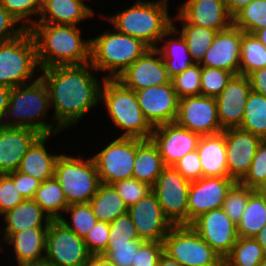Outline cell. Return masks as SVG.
I'll return each mask as SVG.
<instances>
[{
	"instance_id": "6da1fadb",
	"label": "cell",
	"mask_w": 266,
	"mask_h": 266,
	"mask_svg": "<svg viewBox=\"0 0 266 266\" xmlns=\"http://www.w3.org/2000/svg\"><path fill=\"white\" fill-rule=\"evenodd\" d=\"M40 70L49 92L50 106L53 105L55 111L53 120L61 129L76 124L101 100L104 79L98 80L91 71L96 69L90 62Z\"/></svg>"
},
{
	"instance_id": "7a4b0ae2",
	"label": "cell",
	"mask_w": 266,
	"mask_h": 266,
	"mask_svg": "<svg viewBox=\"0 0 266 266\" xmlns=\"http://www.w3.org/2000/svg\"><path fill=\"white\" fill-rule=\"evenodd\" d=\"M29 31L36 43L40 69L90 62V39L82 40L77 26L35 23Z\"/></svg>"
},
{
	"instance_id": "3957f363",
	"label": "cell",
	"mask_w": 266,
	"mask_h": 266,
	"mask_svg": "<svg viewBox=\"0 0 266 266\" xmlns=\"http://www.w3.org/2000/svg\"><path fill=\"white\" fill-rule=\"evenodd\" d=\"M34 79L31 84H24L11 89L9 104L0 126L30 128L35 129L40 134L55 136L61 128L43 120L51 107L47 86L40 76Z\"/></svg>"
},
{
	"instance_id": "277c9868",
	"label": "cell",
	"mask_w": 266,
	"mask_h": 266,
	"mask_svg": "<svg viewBox=\"0 0 266 266\" xmlns=\"http://www.w3.org/2000/svg\"><path fill=\"white\" fill-rule=\"evenodd\" d=\"M167 0L142 1L108 16L114 30L141 40L149 48H156L157 42L172 27Z\"/></svg>"
},
{
	"instance_id": "5b68a950",
	"label": "cell",
	"mask_w": 266,
	"mask_h": 266,
	"mask_svg": "<svg viewBox=\"0 0 266 266\" xmlns=\"http://www.w3.org/2000/svg\"><path fill=\"white\" fill-rule=\"evenodd\" d=\"M149 47L141 40L118 31H106L90 39V64L105 78L116 79L139 59Z\"/></svg>"
},
{
	"instance_id": "8992f818",
	"label": "cell",
	"mask_w": 266,
	"mask_h": 266,
	"mask_svg": "<svg viewBox=\"0 0 266 266\" xmlns=\"http://www.w3.org/2000/svg\"><path fill=\"white\" fill-rule=\"evenodd\" d=\"M100 101L105 102L114 125L125 130L121 137L151 138L153 127L143 115L135 91L124 87L116 79L104 77Z\"/></svg>"
},
{
	"instance_id": "52a82bcc",
	"label": "cell",
	"mask_w": 266,
	"mask_h": 266,
	"mask_svg": "<svg viewBox=\"0 0 266 266\" xmlns=\"http://www.w3.org/2000/svg\"><path fill=\"white\" fill-rule=\"evenodd\" d=\"M54 178L63 189L68 204L89 203L100 185L93 157L84 160L82 157L59 154Z\"/></svg>"
},
{
	"instance_id": "ba28073f",
	"label": "cell",
	"mask_w": 266,
	"mask_h": 266,
	"mask_svg": "<svg viewBox=\"0 0 266 266\" xmlns=\"http://www.w3.org/2000/svg\"><path fill=\"white\" fill-rule=\"evenodd\" d=\"M40 66L36 43L29 30L16 39L0 42V85L10 88L28 84Z\"/></svg>"
},
{
	"instance_id": "9c48e42d",
	"label": "cell",
	"mask_w": 266,
	"mask_h": 266,
	"mask_svg": "<svg viewBox=\"0 0 266 266\" xmlns=\"http://www.w3.org/2000/svg\"><path fill=\"white\" fill-rule=\"evenodd\" d=\"M164 253L181 266H221L223 259L190 225H174L163 240Z\"/></svg>"
},
{
	"instance_id": "30bf717a",
	"label": "cell",
	"mask_w": 266,
	"mask_h": 266,
	"mask_svg": "<svg viewBox=\"0 0 266 266\" xmlns=\"http://www.w3.org/2000/svg\"><path fill=\"white\" fill-rule=\"evenodd\" d=\"M190 183L173 167H165L151 187L164 215L173 225H188Z\"/></svg>"
},
{
	"instance_id": "8fae6325",
	"label": "cell",
	"mask_w": 266,
	"mask_h": 266,
	"mask_svg": "<svg viewBox=\"0 0 266 266\" xmlns=\"http://www.w3.org/2000/svg\"><path fill=\"white\" fill-rule=\"evenodd\" d=\"M91 256L83 238L59 220L50 222L46 235L45 260L54 266H86Z\"/></svg>"
},
{
	"instance_id": "7c38bea8",
	"label": "cell",
	"mask_w": 266,
	"mask_h": 266,
	"mask_svg": "<svg viewBox=\"0 0 266 266\" xmlns=\"http://www.w3.org/2000/svg\"><path fill=\"white\" fill-rule=\"evenodd\" d=\"M135 155L136 138L121 136L93 155L100 183L113 184L133 178Z\"/></svg>"
},
{
	"instance_id": "4fadbf2b",
	"label": "cell",
	"mask_w": 266,
	"mask_h": 266,
	"mask_svg": "<svg viewBox=\"0 0 266 266\" xmlns=\"http://www.w3.org/2000/svg\"><path fill=\"white\" fill-rule=\"evenodd\" d=\"M175 122L200 136L223 131L218 120L217 101L214 97L197 95L180 98Z\"/></svg>"
},
{
	"instance_id": "5bb4252c",
	"label": "cell",
	"mask_w": 266,
	"mask_h": 266,
	"mask_svg": "<svg viewBox=\"0 0 266 266\" xmlns=\"http://www.w3.org/2000/svg\"><path fill=\"white\" fill-rule=\"evenodd\" d=\"M189 225L222 259L238 239L237 225L222 208L201 214Z\"/></svg>"
},
{
	"instance_id": "9a60e30c",
	"label": "cell",
	"mask_w": 266,
	"mask_h": 266,
	"mask_svg": "<svg viewBox=\"0 0 266 266\" xmlns=\"http://www.w3.org/2000/svg\"><path fill=\"white\" fill-rule=\"evenodd\" d=\"M127 213L136 227L139 239L144 241L163 242L174 226L164 215L157 196L152 191L131 205Z\"/></svg>"
},
{
	"instance_id": "2e32d148",
	"label": "cell",
	"mask_w": 266,
	"mask_h": 266,
	"mask_svg": "<svg viewBox=\"0 0 266 266\" xmlns=\"http://www.w3.org/2000/svg\"><path fill=\"white\" fill-rule=\"evenodd\" d=\"M116 80L124 87L137 91L170 83L171 77L161 53L156 48H149L139 59L118 75Z\"/></svg>"
},
{
	"instance_id": "e0dca14e",
	"label": "cell",
	"mask_w": 266,
	"mask_h": 266,
	"mask_svg": "<svg viewBox=\"0 0 266 266\" xmlns=\"http://www.w3.org/2000/svg\"><path fill=\"white\" fill-rule=\"evenodd\" d=\"M143 115L154 128L176 121L179 98L172 81L135 91Z\"/></svg>"
},
{
	"instance_id": "ac0fdd59",
	"label": "cell",
	"mask_w": 266,
	"mask_h": 266,
	"mask_svg": "<svg viewBox=\"0 0 266 266\" xmlns=\"http://www.w3.org/2000/svg\"><path fill=\"white\" fill-rule=\"evenodd\" d=\"M237 182L232 178L202 177L193 181L188 193V225L203 213L222 208L223 202Z\"/></svg>"
},
{
	"instance_id": "d6986e66",
	"label": "cell",
	"mask_w": 266,
	"mask_h": 266,
	"mask_svg": "<svg viewBox=\"0 0 266 266\" xmlns=\"http://www.w3.org/2000/svg\"><path fill=\"white\" fill-rule=\"evenodd\" d=\"M200 137L173 122L154 127L151 140L158 147L165 167H173L183 156L197 150Z\"/></svg>"
},
{
	"instance_id": "ffe728a7",
	"label": "cell",
	"mask_w": 266,
	"mask_h": 266,
	"mask_svg": "<svg viewBox=\"0 0 266 266\" xmlns=\"http://www.w3.org/2000/svg\"><path fill=\"white\" fill-rule=\"evenodd\" d=\"M223 131L229 177L240 182L249 172L253 157L262 139L239 127Z\"/></svg>"
},
{
	"instance_id": "44dd1931",
	"label": "cell",
	"mask_w": 266,
	"mask_h": 266,
	"mask_svg": "<svg viewBox=\"0 0 266 266\" xmlns=\"http://www.w3.org/2000/svg\"><path fill=\"white\" fill-rule=\"evenodd\" d=\"M250 92L248 77L237 74L232 76L226 87L216 97L218 120L222 130L240 127Z\"/></svg>"
},
{
	"instance_id": "7402d4cb",
	"label": "cell",
	"mask_w": 266,
	"mask_h": 266,
	"mask_svg": "<svg viewBox=\"0 0 266 266\" xmlns=\"http://www.w3.org/2000/svg\"><path fill=\"white\" fill-rule=\"evenodd\" d=\"M243 34L244 32L234 25L218 31L200 65L224 69L233 75L239 74L240 48Z\"/></svg>"
},
{
	"instance_id": "603a6c76",
	"label": "cell",
	"mask_w": 266,
	"mask_h": 266,
	"mask_svg": "<svg viewBox=\"0 0 266 266\" xmlns=\"http://www.w3.org/2000/svg\"><path fill=\"white\" fill-rule=\"evenodd\" d=\"M40 135L35 129L0 126V174L17 171L27 150Z\"/></svg>"
},
{
	"instance_id": "cb8c5ba5",
	"label": "cell",
	"mask_w": 266,
	"mask_h": 266,
	"mask_svg": "<svg viewBox=\"0 0 266 266\" xmlns=\"http://www.w3.org/2000/svg\"><path fill=\"white\" fill-rule=\"evenodd\" d=\"M178 13L189 23L222 31L233 25L226 0H185Z\"/></svg>"
},
{
	"instance_id": "d4e9b609",
	"label": "cell",
	"mask_w": 266,
	"mask_h": 266,
	"mask_svg": "<svg viewBox=\"0 0 266 266\" xmlns=\"http://www.w3.org/2000/svg\"><path fill=\"white\" fill-rule=\"evenodd\" d=\"M203 177L230 178L226 159L225 133L201 136L197 146Z\"/></svg>"
},
{
	"instance_id": "484cf974",
	"label": "cell",
	"mask_w": 266,
	"mask_h": 266,
	"mask_svg": "<svg viewBox=\"0 0 266 266\" xmlns=\"http://www.w3.org/2000/svg\"><path fill=\"white\" fill-rule=\"evenodd\" d=\"M93 15V10L78 0H43L39 21L36 23L77 26L81 20Z\"/></svg>"
},
{
	"instance_id": "4316f807",
	"label": "cell",
	"mask_w": 266,
	"mask_h": 266,
	"mask_svg": "<svg viewBox=\"0 0 266 266\" xmlns=\"http://www.w3.org/2000/svg\"><path fill=\"white\" fill-rule=\"evenodd\" d=\"M3 215L6 223L4 241L14 232L29 228H48L52 221L33 199H24Z\"/></svg>"
},
{
	"instance_id": "83f0119b",
	"label": "cell",
	"mask_w": 266,
	"mask_h": 266,
	"mask_svg": "<svg viewBox=\"0 0 266 266\" xmlns=\"http://www.w3.org/2000/svg\"><path fill=\"white\" fill-rule=\"evenodd\" d=\"M50 134H41L22 158L19 172L43 182L54 177L55 163L59 155L48 153L45 144Z\"/></svg>"
},
{
	"instance_id": "f1b7e54d",
	"label": "cell",
	"mask_w": 266,
	"mask_h": 266,
	"mask_svg": "<svg viewBox=\"0 0 266 266\" xmlns=\"http://www.w3.org/2000/svg\"><path fill=\"white\" fill-rule=\"evenodd\" d=\"M47 230L48 228H29L14 232L5 240L11 246L13 245L18 264L45 259L43 254L46 252Z\"/></svg>"
},
{
	"instance_id": "f546056e",
	"label": "cell",
	"mask_w": 266,
	"mask_h": 266,
	"mask_svg": "<svg viewBox=\"0 0 266 266\" xmlns=\"http://www.w3.org/2000/svg\"><path fill=\"white\" fill-rule=\"evenodd\" d=\"M165 168L158 147L150 139L136 138L133 178L152 187Z\"/></svg>"
},
{
	"instance_id": "4dcf8cb0",
	"label": "cell",
	"mask_w": 266,
	"mask_h": 266,
	"mask_svg": "<svg viewBox=\"0 0 266 266\" xmlns=\"http://www.w3.org/2000/svg\"><path fill=\"white\" fill-rule=\"evenodd\" d=\"M179 34L177 30L172 26L161 38L166 43L162 47H156V49L161 53L166 68L168 70L169 76L172 78L177 74L182 73L191 65H194V61L191 60V54L189 53L186 41L183 39L181 34L177 36L178 38H173L165 40L164 38Z\"/></svg>"
},
{
	"instance_id": "1f68e13d",
	"label": "cell",
	"mask_w": 266,
	"mask_h": 266,
	"mask_svg": "<svg viewBox=\"0 0 266 266\" xmlns=\"http://www.w3.org/2000/svg\"><path fill=\"white\" fill-rule=\"evenodd\" d=\"M89 205L98 221L108 223L128 211L127 205L112 184L100 183Z\"/></svg>"
},
{
	"instance_id": "d6a6232c",
	"label": "cell",
	"mask_w": 266,
	"mask_h": 266,
	"mask_svg": "<svg viewBox=\"0 0 266 266\" xmlns=\"http://www.w3.org/2000/svg\"><path fill=\"white\" fill-rule=\"evenodd\" d=\"M176 19L183 22V27L180 29L172 22V26L181 34L186 41L189 53L195 64H200L205 56L206 51L212 45L217 34L216 30L201 27L194 24H189L179 13L175 16Z\"/></svg>"
},
{
	"instance_id": "836d02e7",
	"label": "cell",
	"mask_w": 266,
	"mask_h": 266,
	"mask_svg": "<svg viewBox=\"0 0 266 266\" xmlns=\"http://www.w3.org/2000/svg\"><path fill=\"white\" fill-rule=\"evenodd\" d=\"M266 225V193L256 190L247 202L241 221L237 224L238 237H255Z\"/></svg>"
},
{
	"instance_id": "e575fe53",
	"label": "cell",
	"mask_w": 266,
	"mask_h": 266,
	"mask_svg": "<svg viewBox=\"0 0 266 266\" xmlns=\"http://www.w3.org/2000/svg\"><path fill=\"white\" fill-rule=\"evenodd\" d=\"M33 200L52 220H59L69 206L63 189L54 177L41 182Z\"/></svg>"
},
{
	"instance_id": "d590c367",
	"label": "cell",
	"mask_w": 266,
	"mask_h": 266,
	"mask_svg": "<svg viewBox=\"0 0 266 266\" xmlns=\"http://www.w3.org/2000/svg\"><path fill=\"white\" fill-rule=\"evenodd\" d=\"M239 128L266 140V96L251 90Z\"/></svg>"
},
{
	"instance_id": "8d00e7d4",
	"label": "cell",
	"mask_w": 266,
	"mask_h": 266,
	"mask_svg": "<svg viewBox=\"0 0 266 266\" xmlns=\"http://www.w3.org/2000/svg\"><path fill=\"white\" fill-rule=\"evenodd\" d=\"M265 254L255 238L238 237L223 263L225 266H259Z\"/></svg>"
},
{
	"instance_id": "74e56055",
	"label": "cell",
	"mask_w": 266,
	"mask_h": 266,
	"mask_svg": "<svg viewBox=\"0 0 266 266\" xmlns=\"http://www.w3.org/2000/svg\"><path fill=\"white\" fill-rule=\"evenodd\" d=\"M239 74L250 73L266 67V47L253 34L244 33L241 40Z\"/></svg>"
},
{
	"instance_id": "f35d334b",
	"label": "cell",
	"mask_w": 266,
	"mask_h": 266,
	"mask_svg": "<svg viewBox=\"0 0 266 266\" xmlns=\"http://www.w3.org/2000/svg\"><path fill=\"white\" fill-rule=\"evenodd\" d=\"M233 25L253 34L266 28V0H253L233 17Z\"/></svg>"
},
{
	"instance_id": "ab89813d",
	"label": "cell",
	"mask_w": 266,
	"mask_h": 266,
	"mask_svg": "<svg viewBox=\"0 0 266 266\" xmlns=\"http://www.w3.org/2000/svg\"><path fill=\"white\" fill-rule=\"evenodd\" d=\"M64 213L71 214V224L63 216L59 221L83 239L98 221L89 203L69 204Z\"/></svg>"
},
{
	"instance_id": "60d3db41",
	"label": "cell",
	"mask_w": 266,
	"mask_h": 266,
	"mask_svg": "<svg viewBox=\"0 0 266 266\" xmlns=\"http://www.w3.org/2000/svg\"><path fill=\"white\" fill-rule=\"evenodd\" d=\"M239 183L253 190L266 188V140L258 145L249 172Z\"/></svg>"
},
{
	"instance_id": "b9f144b4",
	"label": "cell",
	"mask_w": 266,
	"mask_h": 266,
	"mask_svg": "<svg viewBox=\"0 0 266 266\" xmlns=\"http://www.w3.org/2000/svg\"><path fill=\"white\" fill-rule=\"evenodd\" d=\"M255 191L237 182L228 192L222 209L236 225L241 221L249 197Z\"/></svg>"
},
{
	"instance_id": "7bdbcfd3",
	"label": "cell",
	"mask_w": 266,
	"mask_h": 266,
	"mask_svg": "<svg viewBox=\"0 0 266 266\" xmlns=\"http://www.w3.org/2000/svg\"><path fill=\"white\" fill-rule=\"evenodd\" d=\"M178 98L200 95L201 65L194 64L171 78Z\"/></svg>"
},
{
	"instance_id": "ee69618b",
	"label": "cell",
	"mask_w": 266,
	"mask_h": 266,
	"mask_svg": "<svg viewBox=\"0 0 266 266\" xmlns=\"http://www.w3.org/2000/svg\"><path fill=\"white\" fill-rule=\"evenodd\" d=\"M0 3L20 24L29 22L30 25H24L26 30L38 21L29 17L40 15L43 7V0H0Z\"/></svg>"
},
{
	"instance_id": "f6af8a7d",
	"label": "cell",
	"mask_w": 266,
	"mask_h": 266,
	"mask_svg": "<svg viewBox=\"0 0 266 266\" xmlns=\"http://www.w3.org/2000/svg\"><path fill=\"white\" fill-rule=\"evenodd\" d=\"M233 74L227 70L201 66L200 95L216 98Z\"/></svg>"
},
{
	"instance_id": "bcb514c9",
	"label": "cell",
	"mask_w": 266,
	"mask_h": 266,
	"mask_svg": "<svg viewBox=\"0 0 266 266\" xmlns=\"http://www.w3.org/2000/svg\"><path fill=\"white\" fill-rule=\"evenodd\" d=\"M145 242L144 240H131L121 243L108 242L103 256L116 266H132V264H135L136 253Z\"/></svg>"
},
{
	"instance_id": "7dc6e473",
	"label": "cell",
	"mask_w": 266,
	"mask_h": 266,
	"mask_svg": "<svg viewBox=\"0 0 266 266\" xmlns=\"http://www.w3.org/2000/svg\"><path fill=\"white\" fill-rule=\"evenodd\" d=\"M112 185L128 208L152 191L148 184L136 180L135 178L119 180Z\"/></svg>"
},
{
	"instance_id": "c3c4849f",
	"label": "cell",
	"mask_w": 266,
	"mask_h": 266,
	"mask_svg": "<svg viewBox=\"0 0 266 266\" xmlns=\"http://www.w3.org/2000/svg\"><path fill=\"white\" fill-rule=\"evenodd\" d=\"M108 222L97 221L95 226L85 236L84 242L91 255H103L109 242Z\"/></svg>"
},
{
	"instance_id": "681fc988",
	"label": "cell",
	"mask_w": 266,
	"mask_h": 266,
	"mask_svg": "<svg viewBox=\"0 0 266 266\" xmlns=\"http://www.w3.org/2000/svg\"><path fill=\"white\" fill-rule=\"evenodd\" d=\"M110 224L109 242L121 243L131 240H141L128 213L120 215Z\"/></svg>"
},
{
	"instance_id": "f907efd6",
	"label": "cell",
	"mask_w": 266,
	"mask_h": 266,
	"mask_svg": "<svg viewBox=\"0 0 266 266\" xmlns=\"http://www.w3.org/2000/svg\"><path fill=\"white\" fill-rule=\"evenodd\" d=\"M17 190V185L9 174H0V215L3 216L24 200Z\"/></svg>"
},
{
	"instance_id": "816d5d0a",
	"label": "cell",
	"mask_w": 266,
	"mask_h": 266,
	"mask_svg": "<svg viewBox=\"0 0 266 266\" xmlns=\"http://www.w3.org/2000/svg\"><path fill=\"white\" fill-rule=\"evenodd\" d=\"M186 180L193 182L203 177L201 160L197 150L183 156L173 166Z\"/></svg>"
},
{
	"instance_id": "f5cc1de1",
	"label": "cell",
	"mask_w": 266,
	"mask_h": 266,
	"mask_svg": "<svg viewBox=\"0 0 266 266\" xmlns=\"http://www.w3.org/2000/svg\"><path fill=\"white\" fill-rule=\"evenodd\" d=\"M164 253L163 242L146 241L138 250L132 266H157Z\"/></svg>"
},
{
	"instance_id": "db71d44e",
	"label": "cell",
	"mask_w": 266,
	"mask_h": 266,
	"mask_svg": "<svg viewBox=\"0 0 266 266\" xmlns=\"http://www.w3.org/2000/svg\"><path fill=\"white\" fill-rule=\"evenodd\" d=\"M17 24L20 23L0 3V42L16 39L26 31L23 25L14 28Z\"/></svg>"
},
{
	"instance_id": "11a10c76",
	"label": "cell",
	"mask_w": 266,
	"mask_h": 266,
	"mask_svg": "<svg viewBox=\"0 0 266 266\" xmlns=\"http://www.w3.org/2000/svg\"><path fill=\"white\" fill-rule=\"evenodd\" d=\"M8 174L12 177L14 184L17 185V191L22 197L24 199H33L36 190L40 187L41 181L18 170Z\"/></svg>"
},
{
	"instance_id": "9f6ffc18",
	"label": "cell",
	"mask_w": 266,
	"mask_h": 266,
	"mask_svg": "<svg viewBox=\"0 0 266 266\" xmlns=\"http://www.w3.org/2000/svg\"><path fill=\"white\" fill-rule=\"evenodd\" d=\"M247 77L251 90L266 96V67L250 73Z\"/></svg>"
},
{
	"instance_id": "6f0895ef",
	"label": "cell",
	"mask_w": 266,
	"mask_h": 266,
	"mask_svg": "<svg viewBox=\"0 0 266 266\" xmlns=\"http://www.w3.org/2000/svg\"><path fill=\"white\" fill-rule=\"evenodd\" d=\"M11 89L10 87L0 85V122L9 104Z\"/></svg>"
},
{
	"instance_id": "680465c9",
	"label": "cell",
	"mask_w": 266,
	"mask_h": 266,
	"mask_svg": "<svg viewBox=\"0 0 266 266\" xmlns=\"http://www.w3.org/2000/svg\"><path fill=\"white\" fill-rule=\"evenodd\" d=\"M253 0H226L229 14L234 17L240 10L246 7Z\"/></svg>"
},
{
	"instance_id": "91938a15",
	"label": "cell",
	"mask_w": 266,
	"mask_h": 266,
	"mask_svg": "<svg viewBox=\"0 0 266 266\" xmlns=\"http://www.w3.org/2000/svg\"><path fill=\"white\" fill-rule=\"evenodd\" d=\"M86 266H116L103 255H92Z\"/></svg>"
},
{
	"instance_id": "94428289",
	"label": "cell",
	"mask_w": 266,
	"mask_h": 266,
	"mask_svg": "<svg viewBox=\"0 0 266 266\" xmlns=\"http://www.w3.org/2000/svg\"><path fill=\"white\" fill-rule=\"evenodd\" d=\"M157 266H181L179 262H177L175 259H172L165 253L162 254L158 261Z\"/></svg>"
},
{
	"instance_id": "6125c7cd",
	"label": "cell",
	"mask_w": 266,
	"mask_h": 266,
	"mask_svg": "<svg viewBox=\"0 0 266 266\" xmlns=\"http://www.w3.org/2000/svg\"><path fill=\"white\" fill-rule=\"evenodd\" d=\"M266 253V225L254 237Z\"/></svg>"
},
{
	"instance_id": "be15d7a7",
	"label": "cell",
	"mask_w": 266,
	"mask_h": 266,
	"mask_svg": "<svg viewBox=\"0 0 266 266\" xmlns=\"http://www.w3.org/2000/svg\"><path fill=\"white\" fill-rule=\"evenodd\" d=\"M253 35L266 47V28L255 31Z\"/></svg>"
},
{
	"instance_id": "e7e4bbea",
	"label": "cell",
	"mask_w": 266,
	"mask_h": 266,
	"mask_svg": "<svg viewBox=\"0 0 266 266\" xmlns=\"http://www.w3.org/2000/svg\"><path fill=\"white\" fill-rule=\"evenodd\" d=\"M18 266H54L51 262L47 260H41L37 262H28V263H22L18 264Z\"/></svg>"
},
{
	"instance_id": "03108f58",
	"label": "cell",
	"mask_w": 266,
	"mask_h": 266,
	"mask_svg": "<svg viewBox=\"0 0 266 266\" xmlns=\"http://www.w3.org/2000/svg\"><path fill=\"white\" fill-rule=\"evenodd\" d=\"M259 266H266V254H265L263 260L260 262Z\"/></svg>"
}]
</instances>
